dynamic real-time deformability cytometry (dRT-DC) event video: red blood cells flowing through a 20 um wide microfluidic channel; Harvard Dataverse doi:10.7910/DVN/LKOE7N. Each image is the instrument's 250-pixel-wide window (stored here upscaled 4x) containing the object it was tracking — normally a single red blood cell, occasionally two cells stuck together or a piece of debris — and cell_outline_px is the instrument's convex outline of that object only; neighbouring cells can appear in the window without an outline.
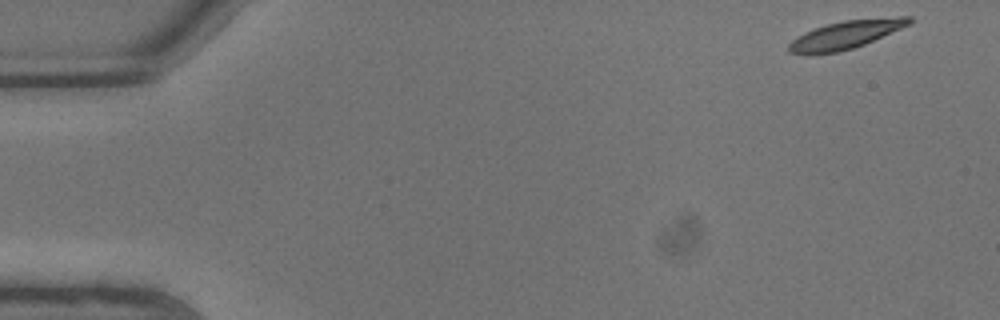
{"species": "common noctule bat (a hibernating species)", "species_latin": "Nyctalus noctula", "temperature_condition": "warm", "stored_images_in_passage": 7, "camera_frame_rate_fps": 3000, "um_per_image_px": 0.085, "animal": {"sex": "male", "body_mass_g": 13.3}, "frame": {"image": 1, "passage_image": 1, "time_ms": 0.0, "image_size_px": [1000, 320], "cell_outline_px": [[912, 24], [864, 44], [840, 52], [812, 56], [804, 56], [788, 52], [788, 44], [796, 36], [804, 32], [828, 24], [844, 20], [900, 16], [912, 16]], "centroid_in_image_um": [71.85, 2.98], "position_along_channel_um": 13.2, "area_um2": 20.17}}